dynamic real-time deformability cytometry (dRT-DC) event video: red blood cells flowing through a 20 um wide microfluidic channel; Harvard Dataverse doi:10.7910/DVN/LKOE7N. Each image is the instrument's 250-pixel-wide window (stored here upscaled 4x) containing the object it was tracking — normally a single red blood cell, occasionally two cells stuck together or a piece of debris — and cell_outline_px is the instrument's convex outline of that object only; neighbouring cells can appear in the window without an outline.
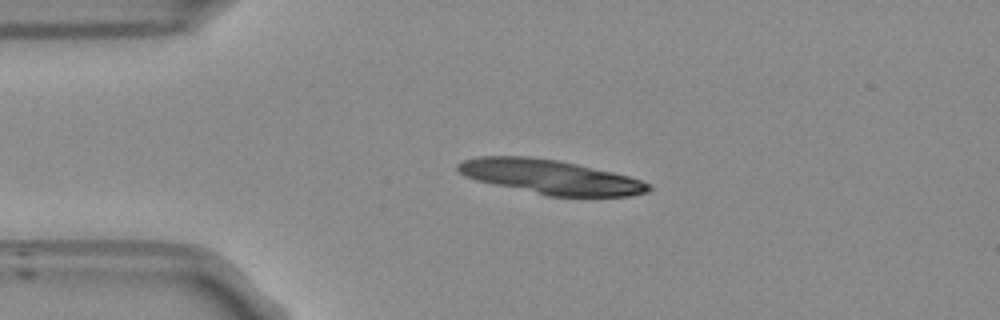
{"species": "Egyptian fruit bat (a non-hibernating species)", "species_latin": "Rousettus aegyptiacus", "temperature_condition": "room temperature", "stored_images_in_passage": 42, "segment_of_instrument_passage": [1, 2], "camera_frame_rate_fps": 3000, "um_per_image_px": 0.085, "frame": {"image": 1, "passage_image": 1, "time_ms": 0.0, "image_size_px": [1000, 320], "cell_outline_px": [[652, 188], [648, 192], [628, 196], [548, 196], [492, 184], [476, 180], [464, 176], [456, 168], [456, 164], [464, 160], [476, 156], [528, 156], [556, 160], [576, 164], [612, 172], [628, 176], [652, 184]], "centroid_in_image_um": [46.75, 15.04], "position_along_channel_um": 38.2, "area_um2": 38.03}}